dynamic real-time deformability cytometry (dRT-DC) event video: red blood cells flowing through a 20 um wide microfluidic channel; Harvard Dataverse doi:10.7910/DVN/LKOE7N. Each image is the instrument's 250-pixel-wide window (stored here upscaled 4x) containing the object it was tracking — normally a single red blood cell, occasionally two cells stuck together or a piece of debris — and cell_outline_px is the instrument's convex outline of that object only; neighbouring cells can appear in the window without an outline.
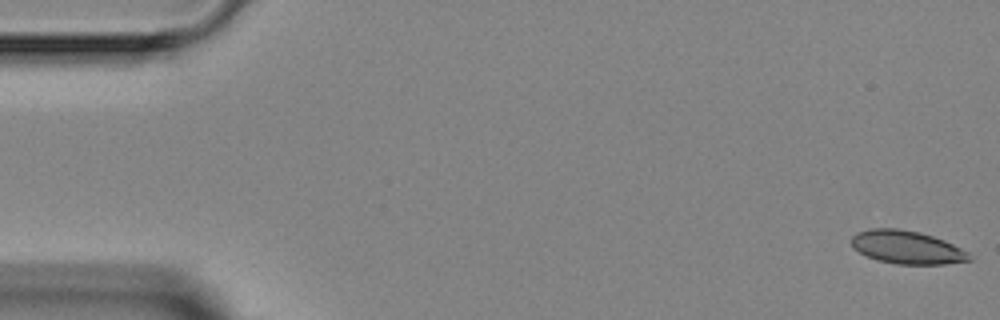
{"species": "Egyptian fruit bat (a non-hibernating species)", "species_latin": "Rousettus aegyptiacus", "temperature_condition": "room temperature", "stored_images_in_passage": 5, "segment_of_instrument_passage": [1, 2], "camera_frame_rate_fps": 3000, "um_per_image_px": 0.085, "animal": {"sex": "female"}, "frame": {"image": 1, "passage_image": 1, "time_ms": 0.0, "image_size_px": [1000, 320], "cell_outline_px": [[972, 260], [944, 264], [896, 264], [876, 260], [852, 248], [852, 236], [856, 232], [868, 228], [896, 228], [920, 232], [944, 240], [968, 252]], "centroid_in_image_um": [77.06, 21.01], "position_along_channel_um": 7.9, "area_um2": 22.77}}
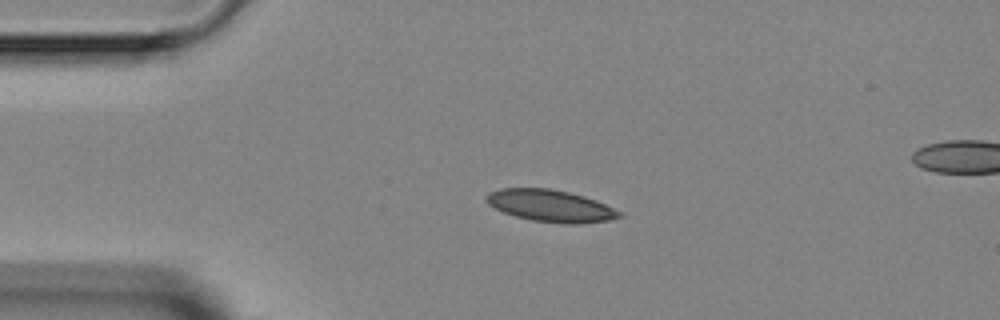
{"frame": {"image": 2, "passage_image": 4, "time_ms": 3.333, "image_size_px": [1000, 320], "cell_outline_px": [[624, 216], [608, 220], [576, 224], [572, 224], [532, 220], [516, 216], [504, 212], [488, 204], [484, 200], [484, 196], [488, 192], [500, 188], [548, 188], [568, 192], [584, 196], [596, 200], [620, 212]], "centroid_in_image_um": [46.75, 17.48], "position_along_channel_um": 38.2, "area_um2": 24.57}}